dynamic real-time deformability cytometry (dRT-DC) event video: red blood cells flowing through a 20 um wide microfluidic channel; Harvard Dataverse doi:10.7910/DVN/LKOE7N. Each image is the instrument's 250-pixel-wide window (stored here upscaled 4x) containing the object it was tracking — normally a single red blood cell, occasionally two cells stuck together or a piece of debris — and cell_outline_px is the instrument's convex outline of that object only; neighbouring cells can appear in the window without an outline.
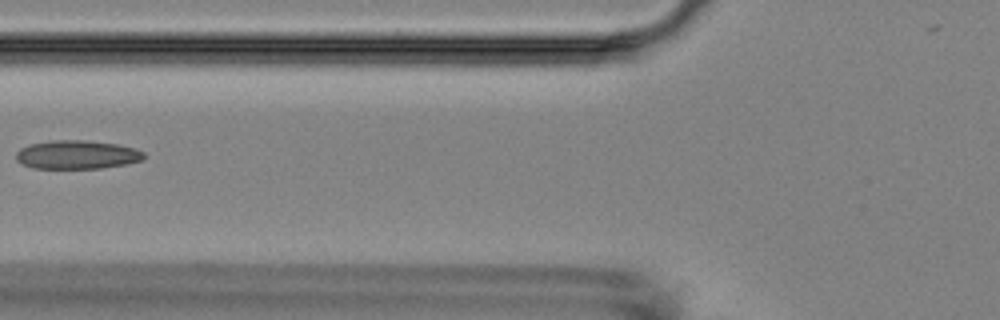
{"species": "Egyptian fruit bat (a non-hibernating species)", "species_latin": "Rousettus aegyptiacus", "temperature_condition": "room temperature", "stored_images_in_passage": 7, "camera_frame_rate_fps": 3000, "um_per_image_px": 0.085, "animal": {"sex": "female"}, "frame": {"image": 1, "passage_image": 7, "time_ms": 6.667, "image_size_px": [1000, 320], "cell_outline_px": [[144, 160], [124, 164], [100, 168], [32, 168], [16, 160], [16, 152], [20, 148], [28, 144], [48, 140], [84, 140], [120, 144], [136, 148], [144, 152]], "centroid_in_image_um": [6.54, 13.13], "position_along_channel_um": 119.3, "area_um2": 21.5}}